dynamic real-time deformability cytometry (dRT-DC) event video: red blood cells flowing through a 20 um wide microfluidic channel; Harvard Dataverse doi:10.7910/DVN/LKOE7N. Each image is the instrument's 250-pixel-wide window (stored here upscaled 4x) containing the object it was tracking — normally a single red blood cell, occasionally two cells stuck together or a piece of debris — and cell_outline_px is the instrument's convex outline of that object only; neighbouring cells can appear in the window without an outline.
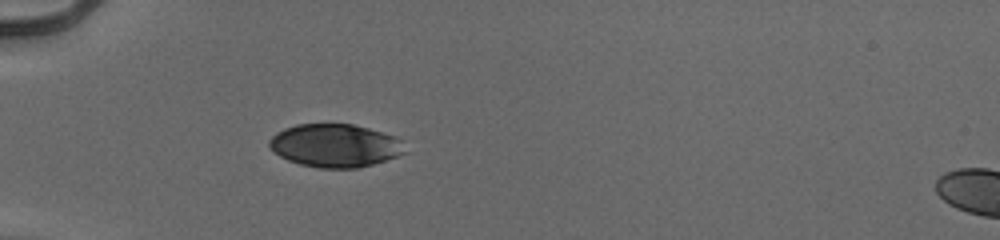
{"species": "human", "species_latin": "Homo sapiens", "temperature_condition": "cold", "stored_images_in_passage": 37, "camera_frame_rate_fps": 3000, "um_per_image_px": 0.085, "donor": {"sex": "male"}, "frame": {"image": 1, "passage_image": 1, "time_ms": 0.0, "image_size_px": [1000, 240], "cell_outline_px": [[408, 152], [372, 164], [356, 168], [320, 168], [300, 164], [288, 160], [280, 156], [268, 144], [268, 140], [276, 132], [284, 128], [296, 124], [352, 124], [368, 128], [396, 136], [400, 140]], "centroid_in_image_um": [28.48, 12.36], "position_along_channel_um": 56.5, "area_um2": 33.99}}
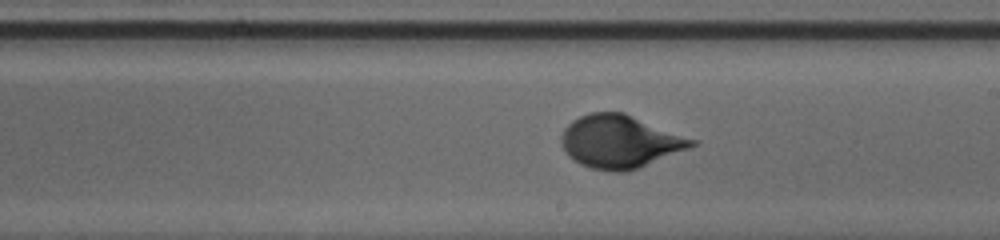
{"frame": {"image": 2, "passage_image": 16, "time_ms": 5.0, "image_size_px": [1000, 240], "cell_outline_px": [[696, 144], [688, 148], [640, 168], [628, 172], [612, 172], [592, 168], [580, 164], [568, 156], [560, 140], [560, 136], [564, 128], [572, 120], [588, 112], [624, 112], [696, 140]], "centroid_in_image_um": [52.66, 12.03], "position_along_channel_um": 236.3, "area_um2": 40.17}}
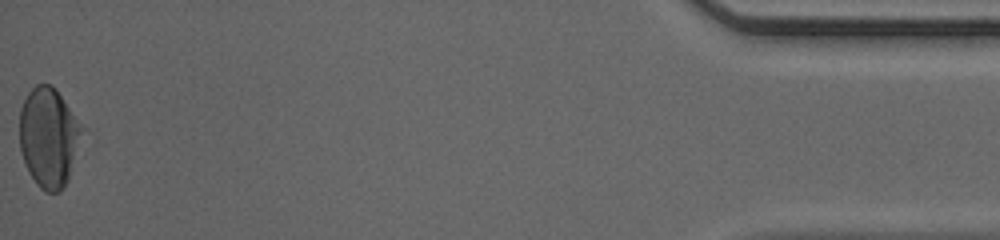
{"frame": {"image": 3, "passage_image": 37, "time_ms": 12.0, "image_size_px": [1000, 240], "cell_outline_px": [[88, 128], [68, 180], [60, 192], [44, 192], [36, 184], [28, 172], [20, 148], [20, 108], [28, 92], [36, 84], [48, 84], [56, 88]], "centroid_in_image_um": [4.23, 11.65], "position_along_channel_um": 431.0, "area_um2": 37.51}, "authors_computed_cell_mechanics": {"area_um2": 37.9168, "velocity_mm_per_s": 3.9395, "shape_relaxation_time_tau1_ms": 3.4415, "shape_relaxation_time_tau2_ms": null, "deformation_change_tau1": 0.1425, "deformation_change_tau2": null}}